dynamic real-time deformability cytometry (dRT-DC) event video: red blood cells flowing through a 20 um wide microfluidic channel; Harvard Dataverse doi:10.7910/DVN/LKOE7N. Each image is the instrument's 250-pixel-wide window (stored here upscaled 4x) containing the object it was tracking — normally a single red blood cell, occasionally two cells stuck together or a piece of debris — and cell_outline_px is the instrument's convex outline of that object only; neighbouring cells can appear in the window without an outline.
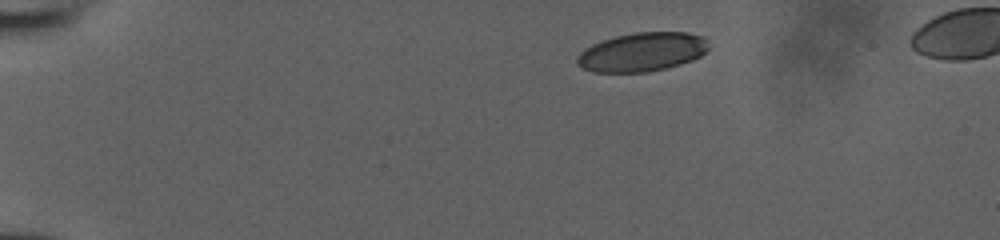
{"species": "human", "species_latin": "Homo sapiens", "temperature_condition": "room temperature", "stored_images_in_passage": 34, "camera_frame_rate_fps": 3000, "um_per_image_px": 0.085, "donor": {"sex": "male"}, "frame": {"image": 1, "passage_image": 1, "time_ms": 0.0, "image_size_px": [1000, 240], "cell_outline_px": [[708, 48], [700, 56], [692, 60], [680, 64], [664, 68], [644, 72], [592, 72], [580, 68], [576, 64], [576, 56], [584, 48], [592, 44], [616, 36], [636, 32], [688, 32], [704, 36]], "centroid_in_image_um": [54.53, 4.42], "position_along_channel_um": 30.5, "area_um2": 29.82}}
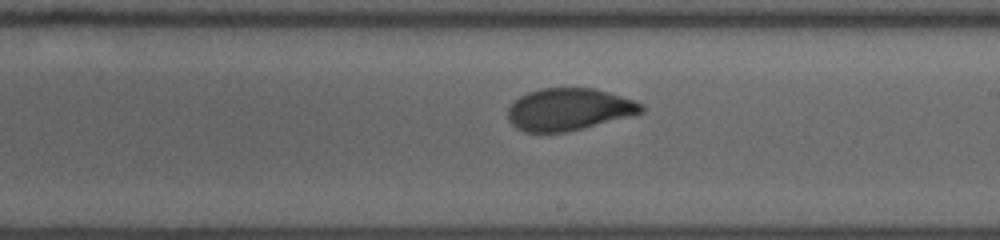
{"frame": {"image": 2, "passage_image": 17, "time_ms": 5.333, "image_size_px": [1000, 240], "cell_outline_px": [[644, 112], [632, 116], [564, 132], [524, 132], [516, 128], [508, 120], [508, 108], [520, 96], [528, 92], [540, 88], [592, 88], [608, 92], [636, 100], [644, 104]], "centroid_in_image_um": [48.37, 9.29], "position_along_channel_um": 240.6, "area_um2": 32.77}}
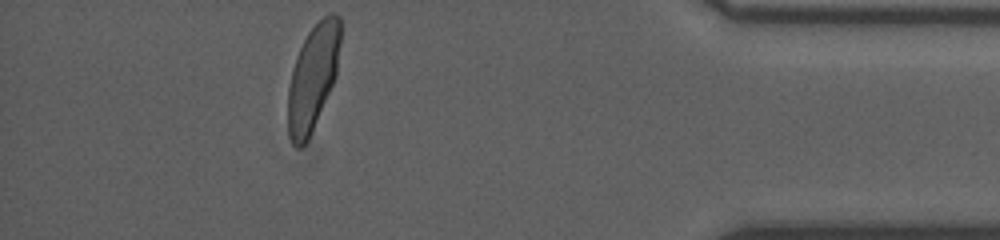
{"frame": {"image": 3, "passage_image": 30, "time_ms": 9.667, "image_size_px": [1000, 240], "cell_outline_px": [[340, 44], [336, 76], [308, 140], [300, 148], [296, 148], [292, 144], [288, 132], [288, 88], [292, 68], [296, 56], [308, 32], [324, 16], [332, 12], [336, 12], [340, 16]], "centroid_in_image_um": [26.59, 6.58], "position_along_channel_um": 408.6, "area_um2": 32.19}}